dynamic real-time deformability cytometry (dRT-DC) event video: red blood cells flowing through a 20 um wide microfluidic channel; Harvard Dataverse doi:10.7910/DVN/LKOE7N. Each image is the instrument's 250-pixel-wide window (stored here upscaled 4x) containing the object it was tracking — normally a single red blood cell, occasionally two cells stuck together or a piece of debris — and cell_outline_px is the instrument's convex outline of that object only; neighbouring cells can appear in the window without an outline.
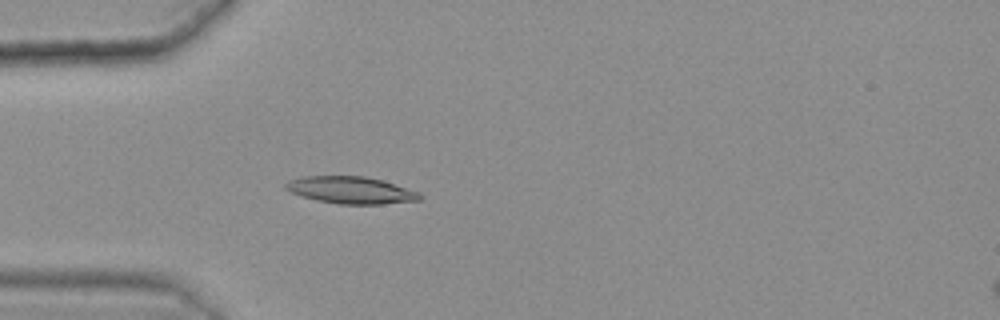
{"species": "common noctule bat (a hibernating species)", "species_latin": "Nyctalus noctula", "temperature_condition": "warm", "stored_images_in_passage": 40, "camera_frame_rate_fps": 3000, "um_per_image_px": 0.085, "animal": {"sex": "female", "body_mass_g": 25.1}, "frame": {"image": 1, "passage_image": 9, "time_ms": 2.667, "image_size_px": [1000, 320], "cell_outline_px": [[424, 196], [420, 200], [384, 204], [340, 204], [320, 200], [304, 196], [292, 192], [284, 188], [284, 184], [288, 180], [304, 176], [364, 176], [384, 180], [420, 192]], "centroid_in_image_um": [29.89, 16.15], "position_along_channel_um": 55.1, "area_um2": 21.15}}
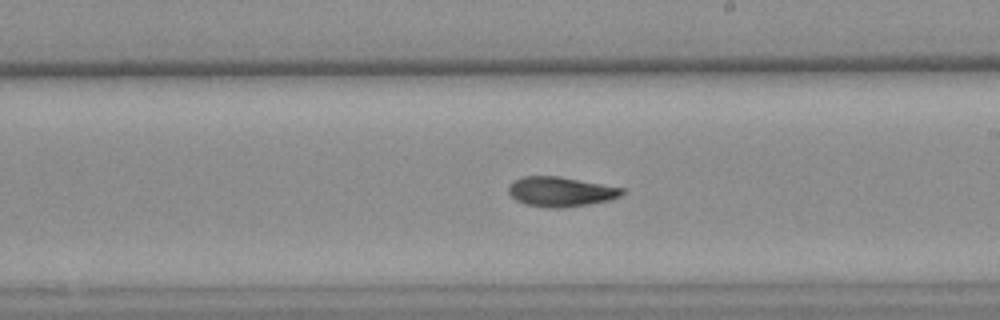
{"frame": {"image": 2, "passage_image": 25, "time_ms": 8.0, "image_size_px": [1000, 320], "cell_outline_px": [[624, 192], [620, 196], [608, 200], [588, 204], [560, 208], [548, 208], [524, 204], [516, 200], [508, 192], [508, 188], [512, 180], [524, 176], [560, 176], [624, 188]], "centroid_in_image_um": [47.62, 16.29], "position_along_channel_um": 241.4, "area_um2": 19.71}}
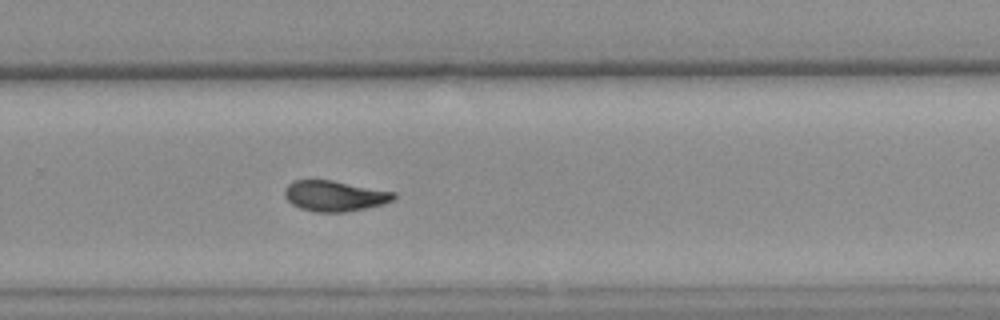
{"frame": {"image": 3, "passage_image": 30, "time_ms": 9.667, "image_size_px": [1000, 320], "cell_outline_px": [[396, 196], [392, 200], [384, 204], [344, 212], [316, 212], [300, 208], [292, 204], [284, 196], [284, 188], [292, 180], [332, 180], [396, 192]], "centroid_in_image_um": [28.42, 16.64], "position_along_channel_um": 301.4, "area_um2": 19.48}, "authors_computed_cell_mechanics": {"area_um2": 19.9699, "velocity_mm_per_s": 3.6101, "shape_relaxation_time_tau1_ms": 10.6219, "shape_relaxation_time_tau2_ms": 3.5915, "deformation_change_tau1": 0.2465, "deformation_change_tau2": 0.0951}}